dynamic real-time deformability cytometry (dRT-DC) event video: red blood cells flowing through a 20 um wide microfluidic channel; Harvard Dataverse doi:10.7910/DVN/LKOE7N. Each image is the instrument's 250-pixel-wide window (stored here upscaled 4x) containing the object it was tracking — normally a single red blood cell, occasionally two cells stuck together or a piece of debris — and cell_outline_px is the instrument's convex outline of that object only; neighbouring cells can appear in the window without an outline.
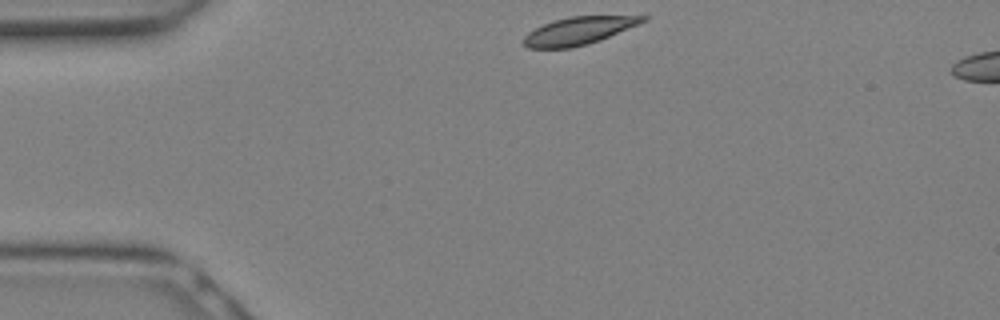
{"species": "Egyptian fruit bat (a non-hibernating species)", "species_latin": "Rousettus aegyptiacus", "temperature_condition": "warm", "stored_images_in_passage": 3, "camera_frame_rate_fps": 3000, "um_per_image_px": 0.085, "animal": {"sex": "female"}, "frame": {"image": 1, "passage_image": 1, "time_ms": 0.0, "image_size_px": [1000, 320], "cell_outline_px": [[648, 20], [588, 44], [572, 48], [528, 48], [524, 44], [524, 36], [528, 32], [544, 24], [568, 16], [648, 16]], "centroid_in_image_um": [49.16, 2.62], "position_along_channel_um": 35.8, "area_um2": 18.84}}